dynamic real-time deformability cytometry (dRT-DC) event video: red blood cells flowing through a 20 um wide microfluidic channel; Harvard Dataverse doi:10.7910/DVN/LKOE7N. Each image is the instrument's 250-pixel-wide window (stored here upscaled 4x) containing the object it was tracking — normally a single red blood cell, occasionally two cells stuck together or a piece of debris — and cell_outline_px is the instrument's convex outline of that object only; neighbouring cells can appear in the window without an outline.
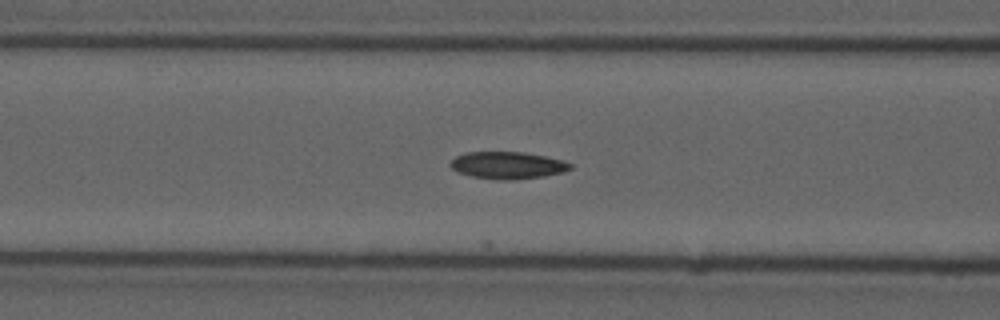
{"species": "common noctule bat (a hibernating species)", "species_latin": "Nyctalus noctula", "temperature_condition": "cold", "stored_images_in_passage": 6, "camera_frame_rate_fps": 3000, "um_per_image_px": 0.085, "animal": {"sex": "male", "forearm_length_mm": 52.5}, "frame": {"image": 1, "passage_image": 6, "time_ms": 1.667, "image_size_px": [1000, 320], "cell_outline_px": [[572, 168], [564, 172], [544, 176], [508, 180], [500, 180], [472, 176], [456, 172], [448, 164], [456, 156], [464, 152], [524, 152], [564, 160], [572, 164]], "centroid_in_image_um": [43.14, 14.04], "position_along_channel_um": 123.5, "area_um2": 19.02}}